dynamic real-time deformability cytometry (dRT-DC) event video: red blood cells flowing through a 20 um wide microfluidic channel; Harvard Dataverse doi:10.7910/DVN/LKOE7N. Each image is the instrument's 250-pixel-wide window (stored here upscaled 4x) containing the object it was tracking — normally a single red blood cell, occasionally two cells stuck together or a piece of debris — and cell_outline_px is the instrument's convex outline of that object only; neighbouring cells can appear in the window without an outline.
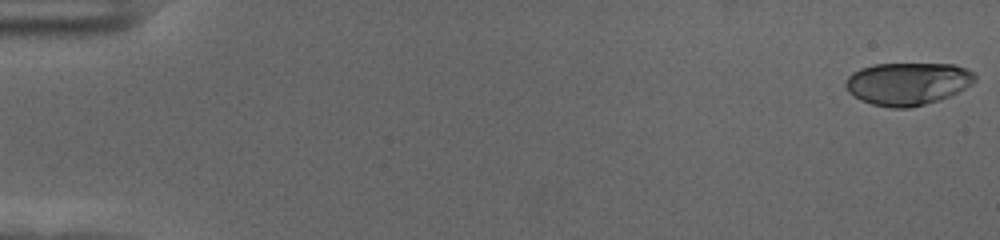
{"species": "human", "species_latin": "Homo sapiens", "temperature_condition": "cold", "stored_images_in_passage": 57, "camera_frame_rate_fps": 3000, "um_per_image_px": 0.085, "donor": {"sex": "female"}, "frame": {"image": 1, "passage_image": 1, "time_ms": 0.0, "image_size_px": [1000, 240], "cell_outline_px": [[976, 80], [972, 84], [940, 100], [908, 108], [892, 108], [872, 104], [860, 100], [848, 92], [844, 84], [848, 76], [852, 72], [860, 68], [872, 64], [952, 64], [968, 68], [976, 76]], "centroid_in_image_um": [77.13, 7.1], "position_along_channel_um": 7.9, "area_um2": 32.19}}
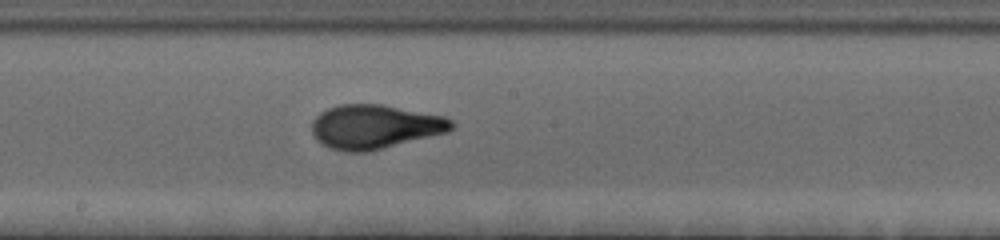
{"frame": {"image": 2, "passage_image": 32, "time_ms": 10.333, "image_size_px": [1000, 240], "cell_outline_px": [[456, 124], [448, 132], [364, 152], [344, 152], [328, 148], [320, 144], [316, 140], [312, 132], [312, 120], [320, 112], [328, 108], [340, 104], [380, 104], [448, 116]], "centroid_in_image_um": [31.85, 10.76], "position_along_channel_um": 216.4, "area_um2": 36.07}}
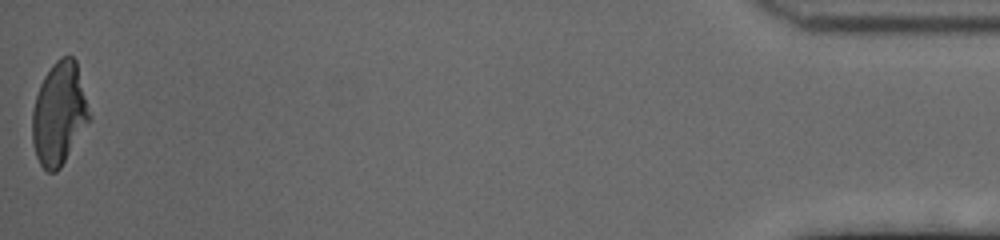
{"frame": {"image": 3, "passage_image": 57, "time_ms": 18.667, "image_size_px": [1000, 240], "cell_outline_px": [[92, 120], [60, 168], [56, 172], [48, 172], [40, 164], [36, 156], [32, 144], [32, 112], [36, 96], [40, 84], [44, 76], [52, 64], [60, 56], [72, 56], [76, 60], [92, 116]], "centroid_in_image_um": [5.05, 9.66], "position_along_channel_um": 430.2, "area_um2": 34.68}, "authors_computed_cell_mechanics": {"area_um2": 33.9864, "velocity_mm_per_s": 3.6136, "shape_relaxation_time_tau1_ms": 4.0674, "shape_relaxation_time_tau2_ms": null, "deformation_change_tau1": 0.1987, "deformation_change_tau2": null}}